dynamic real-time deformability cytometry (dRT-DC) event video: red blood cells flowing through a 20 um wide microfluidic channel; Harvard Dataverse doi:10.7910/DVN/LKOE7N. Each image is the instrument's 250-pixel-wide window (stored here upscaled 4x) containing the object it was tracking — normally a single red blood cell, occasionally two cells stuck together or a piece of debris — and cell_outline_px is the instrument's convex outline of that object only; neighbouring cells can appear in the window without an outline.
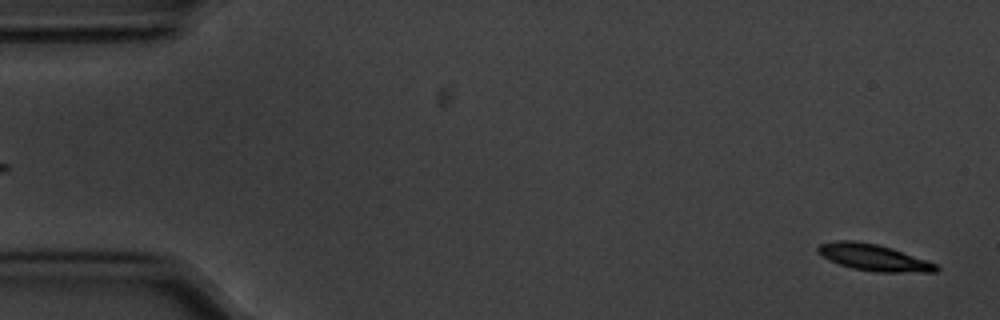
{"species": "common noctule bat (a hibernating species)", "species_latin": "Nyctalus noctula", "temperature_condition": "cold", "stored_images_in_passage": 15, "camera_frame_rate_fps": 3000, "um_per_image_px": 0.085, "animal": {"sex": "male", "body_mass_g": 20.1, "forearm_length_mm": 53.5}, "frame": {"image": 1, "passage_image": 2, "time_ms": 0.333, "image_size_px": [1000, 320], "cell_outline_px": [[940, 268], [936, 272], [876, 272], [852, 268], [828, 260], [820, 256], [816, 252], [816, 248], [820, 244], [836, 240], [852, 240], [876, 244], [892, 248], [936, 264]], "centroid_in_image_um": [74.2, 21.88], "position_along_channel_um": 10.8, "area_um2": 18.26}}
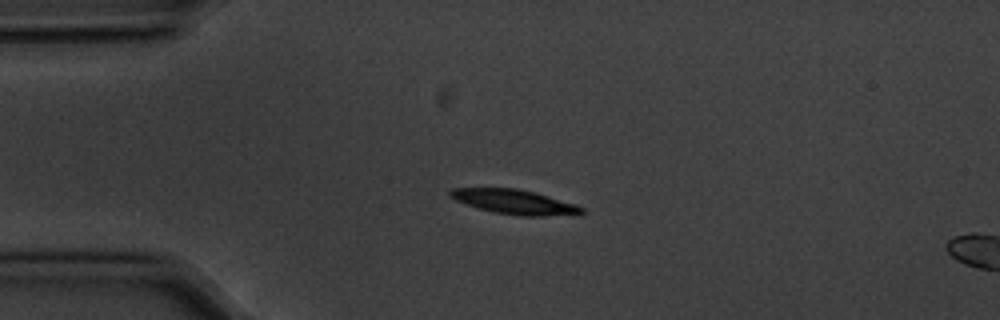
{"frame": {"image": 2, "passage_image": 13, "time_ms": 4.0, "image_size_px": [1000, 320], "cell_outline_px": [[584, 212], [540, 216], [524, 216], [496, 212], [480, 208], [456, 200], [448, 196], [448, 192], [452, 188], [516, 188], [536, 192], [576, 204], [584, 208]], "centroid_in_image_um": [43.7, 17.13], "position_along_channel_um": 41.3, "area_um2": 18.38}}